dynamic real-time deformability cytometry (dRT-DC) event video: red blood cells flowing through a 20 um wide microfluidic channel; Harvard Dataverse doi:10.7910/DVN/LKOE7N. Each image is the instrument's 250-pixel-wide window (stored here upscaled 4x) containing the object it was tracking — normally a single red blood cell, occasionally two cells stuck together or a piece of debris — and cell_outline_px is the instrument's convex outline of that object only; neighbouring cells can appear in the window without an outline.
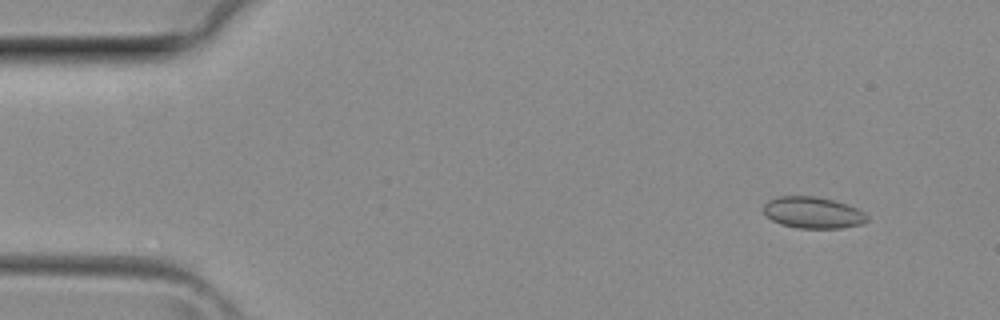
{"species": "common noctule bat (a hibernating species)", "species_latin": "Nyctalus noctula", "temperature_condition": "room temperature", "stored_images_in_passage": 39, "camera_frame_rate_fps": 3000, "um_per_image_px": 0.085, "animal": {"sex": "female", "body_mass_g": 29.2, "forearm_length_mm": 56.3}, "frame": {"image": 1, "passage_image": 4, "time_ms": 1.0, "image_size_px": [1000, 320], "cell_outline_px": [[868, 220], [860, 224], [840, 228], [796, 228], [780, 224], [772, 220], [764, 212], [764, 204], [768, 200], [776, 196], [816, 196], [832, 200], [856, 208], [864, 212], [868, 216]], "centroid_in_image_um": [69.07, 18.07], "position_along_channel_um": 15.9, "area_um2": 18.9}}
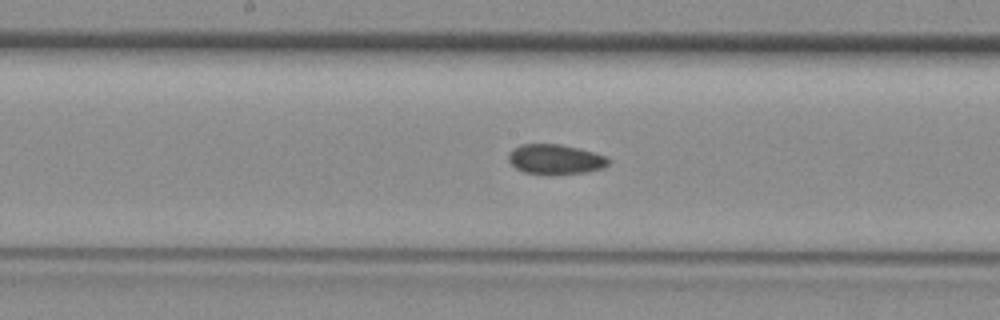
{"frame": {"image": 2, "passage_image": 20, "time_ms": 6.333, "image_size_px": [1000, 320], "cell_outline_px": [[612, 160], [604, 168], [588, 172], [552, 176], [524, 172], [516, 168], [508, 160], [508, 152], [520, 144], [560, 144], [608, 156]], "centroid_in_image_um": [47.22, 13.57], "position_along_channel_um": 201.0, "area_um2": 17.86}}
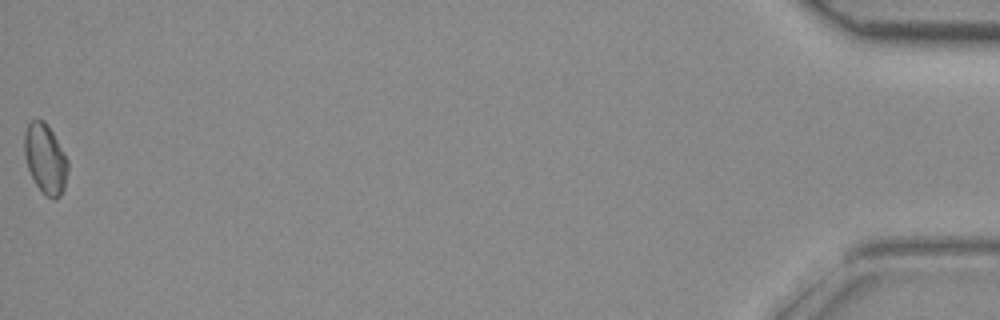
{"frame": {"image": 3, "passage_image": 39, "time_ms": 12.667, "image_size_px": [1000, 320], "cell_outline_px": [[68, 168], [64, 188], [60, 196], [56, 200], [52, 200], [36, 184], [28, 168], [24, 152], [24, 132], [28, 124], [32, 120], [44, 120], [52, 132], [64, 152], [68, 160]], "centroid_in_image_um": [3.86, 13.49], "position_along_channel_um": 431.3, "area_um2": 17.46}}